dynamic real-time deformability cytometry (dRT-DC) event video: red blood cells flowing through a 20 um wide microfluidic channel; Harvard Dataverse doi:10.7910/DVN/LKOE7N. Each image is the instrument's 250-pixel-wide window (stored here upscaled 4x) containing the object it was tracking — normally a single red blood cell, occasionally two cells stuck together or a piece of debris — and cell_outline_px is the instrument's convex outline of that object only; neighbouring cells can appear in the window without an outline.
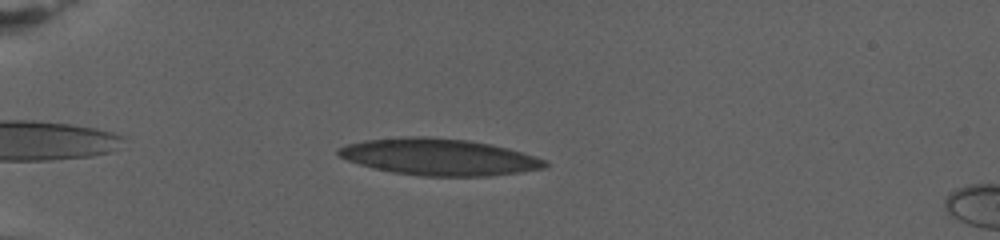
{"species": "human", "species_latin": "Homo sapiens", "temperature_condition": "warm", "stored_images_in_passage": 62, "camera_frame_rate_fps": 3000, "um_per_image_px": 0.085, "donor": {"sex": "female"}, "frame": {"image": 1, "passage_image": 5, "time_ms": 1.333, "image_size_px": [1000, 240], "cell_outline_px": [[548, 164], [544, 168], [520, 172], [488, 176], [424, 176], [396, 172], [376, 168], [360, 164], [348, 160], [340, 156], [336, 152], [340, 148], [348, 144], [368, 140], [420, 136], [424, 136], [468, 140], [492, 144], [508, 148], [548, 160]], "centroid_in_image_um": [37.39, 13.34], "position_along_channel_um": 47.6, "area_um2": 43.52}}
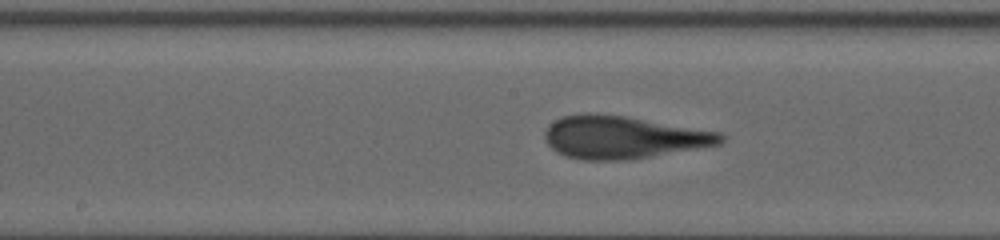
{"frame": {"image": 2, "passage_image": 26, "time_ms": 8.333, "image_size_px": [1000, 240], "cell_outline_px": [[724, 140], [720, 144], [628, 160], [584, 160], [564, 156], [556, 152], [548, 144], [544, 136], [544, 132], [548, 124], [564, 116], [584, 112], [592, 112], [624, 116], [720, 132], [724, 136]], "centroid_in_image_um": [52.9, 11.66], "position_along_channel_um": 195.3, "area_um2": 43.58}}
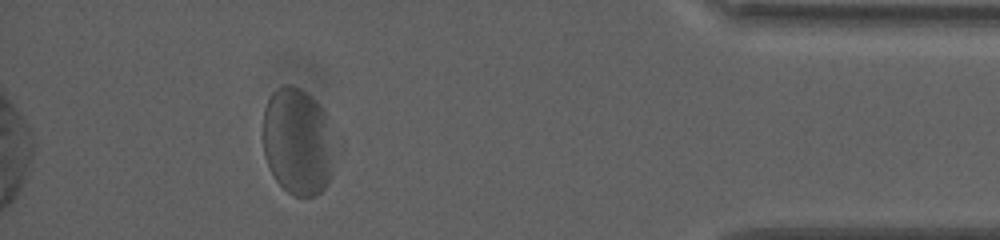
{"frame": {"image": 3, "passage_image": 55, "time_ms": 18.0, "image_size_px": [1000, 240], "cell_outline_px": [[344, 148], [328, 184], [316, 196], [296, 196], [288, 192], [276, 180], [264, 156], [264, 108], [272, 92], [276, 88], [284, 84], [292, 84], [300, 88], [324, 108], [344, 140]], "centroid_in_image_um": [25.51, 12.03], "position_along_channel_um": 409.7, "area_um2": 47.8}, "authors_computed_cell_mechanics": {"area_um2": 43.5812, "velocity_mm_per_s": 2.6238, "shape_relaxation_time_tau1_ms": 4.7523, "shape_relaxation_time_tau2_ms": 1.5537, "deformation_change_tau1": 0.1416, "deformation_change_tau2": 0.0893}}